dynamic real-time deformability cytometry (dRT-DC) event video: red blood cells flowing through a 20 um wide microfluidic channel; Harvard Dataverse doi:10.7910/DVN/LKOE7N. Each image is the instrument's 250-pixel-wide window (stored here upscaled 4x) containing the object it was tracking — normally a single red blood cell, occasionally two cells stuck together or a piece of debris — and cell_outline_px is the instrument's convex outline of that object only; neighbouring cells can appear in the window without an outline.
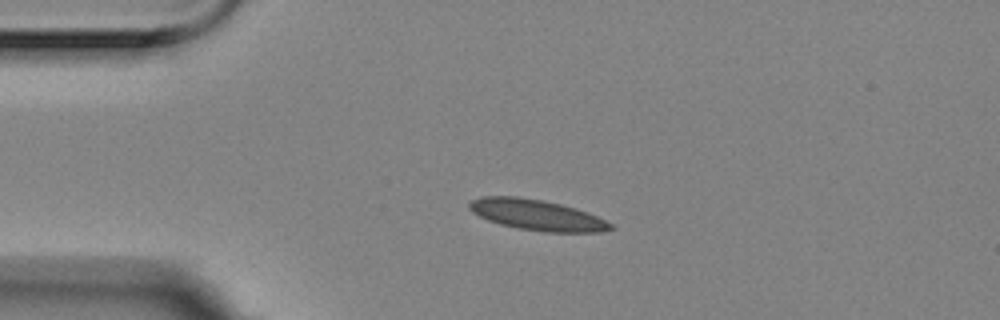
{"species": "Egyptian fruit bat (a non-hibernating species)", "species_latin": "Rousettus aegyptiacus", "temperature_condition": "room temperature", "stored_images_in_passage": 2, "camera_frame_rate_fps": 3000, "um_per_image_px": 0.085, "animal": {"sex": "female"}, "frame": {"image": 1, "passage_image": 1, "time_ms": 0.0, "image_size_px": [1000, 320], "cell_outline_px": [[616, 228], [600, 232], [544, 232], [520, 228], [500, 224], [488, 220], [472, 212], [468, 208], [468, 204], [472, 200], [480, 196], [516, 196], [544, 200], [576, 208], [596, 216], [612, 224]], "centroid_in_image_um": [45.62, 18.26], "position_along_channel_um": 39.4, "area_um2": 25.2}}